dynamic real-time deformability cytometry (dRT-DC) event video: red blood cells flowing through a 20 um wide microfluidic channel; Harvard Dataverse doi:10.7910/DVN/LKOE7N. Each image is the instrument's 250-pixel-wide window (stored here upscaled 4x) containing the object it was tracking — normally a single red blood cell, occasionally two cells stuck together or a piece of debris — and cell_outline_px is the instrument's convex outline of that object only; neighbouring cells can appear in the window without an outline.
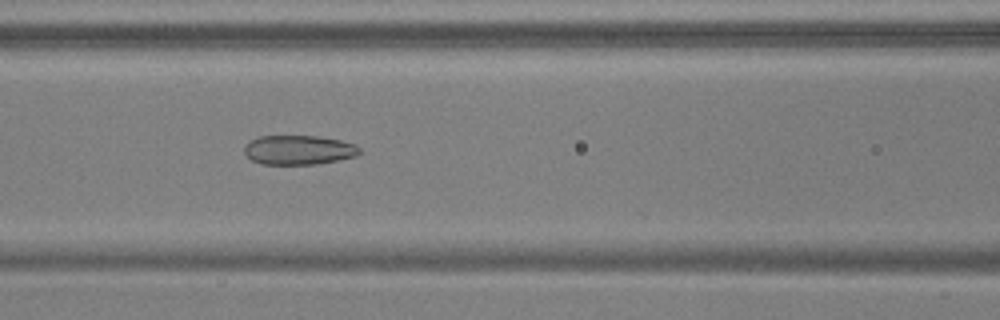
{"species": "common noctule bat (a hibernating species)", "species_latin": "Nyctalus noctula", "temperature_condition": "warm", "stored_images_in_passage": 47, "camera_frame_rate_fps": 3000, "um_per_image_px": 0.085, "animal": {"sex": "male", "body_mass_g": 17.9, "forearm_length_mm": 54.2}, "frame": {"image": 1, "passage_image": 19, "time_ms": 6.0, "image_size_px": [1000, 320], "cell_outline_px": [[360, 152], [356, 156], [316, 164], [260, 164], [252, 160], [244, 152], [244, 148], [252, 140], [260, 136], [316, 136], [340, 140], [356, 144], [360, 148]], "centroid_in_image_um": [25.41, 12.74], "position_along_channel_um": 141.2, "area_um2": 19.54}}
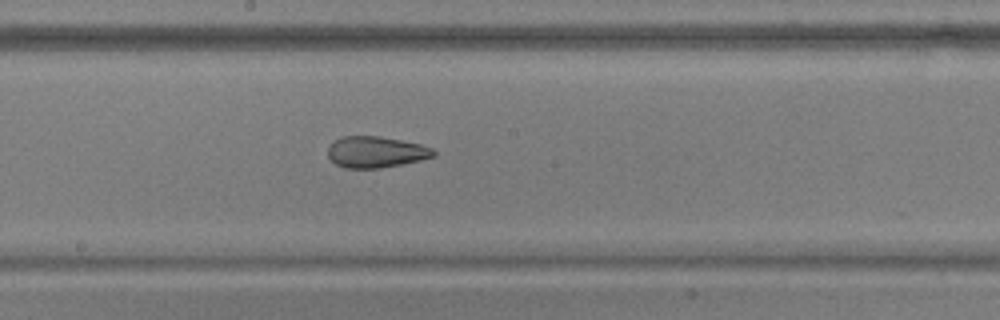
{"frame": {"image": 2, "passage_image": 25, "time_ms": 8.0, "image_size_px": [1000, 320], "cell_outline_px": [[436, 156], [420, 160], [380, 168], [344, 168], [336, 164], [328, 156], [328, 148], [336, 140], [344, 136], [380, 136], [420, 144], [432, 148], [436, 152]], "centroid_in_image_um": [31.96, 12.92], "position_along_channel_um": 216.2, "area_um2": 19.07}}
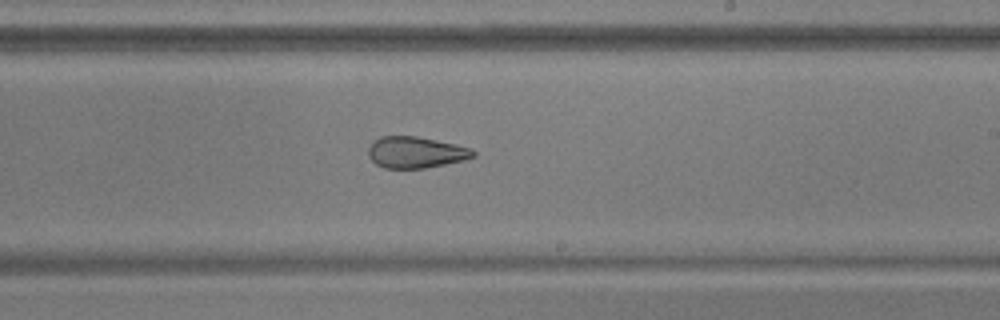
{"frame": {"image": 3, "passage_image": 28, "time_ms": 9.0, "image_size_px": [1000, 320], "cell_outline_px": [[476, 156], [464, 160], [424, 168], [384, 168], [376, 164], [368, 156], [368, 148], [380, 136], [416, 136], [456, 144], [472, 148], [476, 152]], "centroid_in_image_um": [35.36, 12.95], "position_along_channel_um": 253.6, "area_um2": 19.13}}